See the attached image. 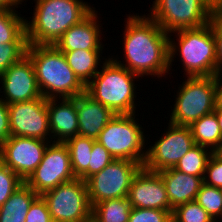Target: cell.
<instances>
[{
  "label": "cell",
  "instance_id": "d6986e66",
  "mask_svg": "<svg viewBox=\"0 0 222 222\" xmlns=\"http://www.w3.org/2000/svg\"><path fill=\"white\" fill-rule=\"evenodd\" d=\"M78 135L96 140L106 124L116 115L88 94L76 96Z\"/></svg>",
  "mask_w": 222,
  "mask_h": 222
},
{
  "label": "cell",
  "instance_id": "9a60e30c",
  "mask_svg": "<svg viewBox=\"0 0 222 222\" xmlns=\"http://www.w3.org/2000/svg\"><path fill=\"white\" fill-rule=\"evenodd\" d=\"M2 93L0 100L8 105L29 101L41 97L36 81L34 65L26 55L19 62L12 64L1 76ZM5 97V98H4Z\"/></svg>",
  "mask_w": 222,
  "mask_h": 222
},
{
  "label": "cell",
  "instance_id": "9c48e42d",
  "mask_svg": "<svg viewBox=\"0 0 222 222\" xmlns=\"http://www.w3.org/2000/svg\"><path fill=\"white\" fill-rule=\"evenodd\" d=\"M53 222H89L92 207L86 181L76 178L43 193Z\"/></svg>",
  "mask_w": 222,
  "mask_h": 222
},
{
  "label": "cell",
  "instance_id": "83f0119b",
  "mask_svg": "<svg viewBox=\"0 0 222 222\" xmlns=\"http://www.w3.org/2000/svg\"><path fill=\"white\" fill-rule=\"evenodd\" d=\"M195 201L217 222L222 219V190L203 183Z\"/></svg>",
  "mask_w": 222,
  "mask_h": 222
},
{
  "label": "cell",
  "instance_id": "74e56055",
  "mask_svg": "<svg viewBox=\"0 0 222 222\" xmlns=\"http://www.w3.org/2000/svg\"><path fill=\"white\" fill-rule=\"evenodd\" d=\"M221 78H222L221 74L215 75V109H222V79Z\"/></svg>",
  "mask_w": 222,
  "mask_h": 222
},
{
  "label": "cell",
  "instance_id": "8992f818",
  "mask_svg": "<svg viewBox=\"0 0 222 222\" xmlns=\"http://www.w3.org/2000/svg\"><path fill=\"white\" fill-rule=\"evenodd\" d=\"M134 114H116L96 139L114 159H127L144 165L147 150L142 126ZM141 126V127H140Z\"/></svg>",
  "mask_w": 222,
  "mask_h": 222
},
{
  "label": "cell",
  "instance_id": "ba28073f",
  "mask_svg": "<svg viewBox=\"0 0 222 222\" xmlns=\"http://www.w3.org/2000/svg\"><path fill=\"white\" fill-rule=\"evenodd\" d=\"M151 17L165 32L207 25L217 10L207 0H155Z\"/></svg>",
  "mask_w": 222,
  "mask_h": 222
},
{
  "label": "cell",
  "instance_id": "30bf717a",
  "mask_svg": "<svg viewBox=\"0 0 222 222\" xmlns=\"http://www.w3.org/2000/svg\"><path fill=\"white\" fill-rule=\"evenodd\" d=\"M142 167L135 161L115 159L90 176L86 183L91 207L105 200L128 197L131 183Z\"/></svg>",
  "mask_w": 222,
  "mask_h": 222
},
{
  "label": "cell",
  "instance_id": "836d02e7",
  "mask_svg": "<svg viewBox=\"0 0 222 222\" xmlns=\"http://www.w3.org/2000/svg\"><path fill=\"white\" fill-rule=\"evenodd\" d=\"M203 180L206 185L222 189V155L219 152L210 156Z\"/></svg>",
  "mask_w": 222,
  "mask_h": 222
},
{
  "label": "cell",
  "instance_id": "603a6c76",
  "mask_svg": "<svg viewBox=\"0 0 222 222\" xmlns=\"http://www.w3.org/2000/svg\"><path fill=\"white\" fill-rule=\"evenodd\" d=\"M189 127L195 144L207 147L213 152L222 150V135L214 112L202 116Z\"/></svg>",
  "mask_w": 222,
  "mask_h": 222
},
{
  "label": "cell",
  "instance_id": "7c38bea8",
  "mask_svg": "<svg viewBox=\"0 0 222 222\" xmlns=\"http://www.w3.org/2000/svg\"><path fill=\"white\" fill-rule=\"evenodd\" d=\"M168 131L147 149L143 167L159 172L174 168L177 162L195 145L189 126L168 124Z\"/></svg>",
  "mask_w": 222,
  "mask_h": 222
},
{
  "label": "cell",
  "instance_id": "e0dca14e",
  "mask_svg": "<svg viewBox=\"0 0 222 222\" xmlns=\"http://www.w3.org/2000/svg\"><path fill=\"white\" fill-rule=\"evenodd\" d=\"M96 12L94 9L80 23L71 26L54 46L59 51L103 50Z\"/></svg>",
  "mask_w": 222,
  "mask_h": 222
},
{
  "label": "cell",
  "instance_id": "ffe728a7",
  "mask_svg": "<svg viewBox=\"0 0 222 222\" xmlns=\"http://www.w3.org/2000/svg\"><path fill=\"white\" fill-rule=\"evenodd\" d=\"M164 181L170 207L174 209L178 205L194 201L204 177L188 175L170 168L158 172Z\"/></svg>",
  "mask_w": 222,
  "mask_h": 222
},
{
  "label": "cell",
  "instance_id": "60d3db41",
  "mask_svg": "<svg viewBox=\"0 0 222 222\" xmlns=\"http://www.w3.org/2000/svg\"><path fill=\"white\" fill-rule=\"evenodd\" d=\"M214 113L216 114V117L219 122V128L222 135V109H214Z\"/></svg>",
  "mask_w": 222,
  "mask_h": 222
},
{
  "label": "cell",
  "instance_id": "1f68e13d",
  "mask_svg": "<svg viewBox=\"0 0 222 222\" xmlns=\"http://www.w3.org/2000/svg\"><path fill=\"white\" fill-rule=\"evenodd\" d=\"M128 222H172V211L132 208Z\"/></svg>",
  "mask_w": 222,
  "mask_h": 222
},
{
  "label": "cell",
  "instance_id": "5b68a950",
  "mask_svg": "<svg viewBox=\"0 0 222 222\" xmlns=\"http://www.w3.org/2000/svg\"><path fill=\"white\" fill-rule=\"evenodd\" d=\"M178 44L169 35V67L179 51L187 77L216 75V47L210 23L195 29L175 31ZM177 44V46H176ZM179 46V47H178Z\"/></svg>",
  "mask_w": 222,
  "mask_h": 222
},
{
  "label": "cell",
  "instance_id": "8d00e7d4",
  "mask_svg": "<svg viewBox=\"0 0 222 222\" xmlns=\"http://www.w3.org/2000/svg\"><path fill=\"white\" fill-rule=\"evenodd\" d=\"M11 136L8 104L0 100V147Z\"/></svg>",
  "mask_w": 222,
  "mask_h": 222
},
{
  "label": "cell",
  "instance_id": "5bb4252c",
  "mask_svg": "<svg viewBox=\"0 0 222 222\" xmlns=\"http://www.w3.org/2000/svg\"><path fill=\"white\" fill-rule=\"evenodd\" d=\"M50 142L38 138L10 136L0 147V160L25 181L41 163Z\"/></svg>",
  "mask_w": 222,
  "mask_h": 222
},
{
  "label": "cell",
  "instance_id": "8fae6325",
  "mask_svg": "<svg viewBox=\"0 0 222 222\" xmlns=\"http://www.w3.org/2000/svg\"><path fill=\"white\" fill-rule=\"evenodd\" d=\"M76 179L67 145L54 142L46 148L42 161L35 171L24 181L36 194L54 189L60 184Z\"/></svg>",
  "mask_w": 222,
  "mask_h": 222
},
{
  "label": "cell",
  "instance_id": "44dd1931",
  "mask_svg": "<svg viewBox=\"0 0 222 222\" xmlns=\"http://www.w3.org/2000/svg\"><path fill=\"white\" fill-rule=\"evenodd\" d=\"M38 196L24 183L0 207V222H25L28 210Z\"/></svg>",
  "mask_w": 222,
  "mask_h": 222
},
{
  "label": "cell",
  "instance_id": "484cf974",
  "mask_svg": "<svg viewBox=\"0 0 222 222\" xmlns=\"http://www.w3.org/2000/svg\"><path fill=\"white\" fill-rule=\"evenodd\" d=\"M13 10H0V44L27 42L25 21Z\"/></svg>",
  "mask_w": 222,
  "mask_h": 222
},
{
  "label": "cell",
  "instance_id": "2e32d148",
  "mask_svg": "<svg viewBox=\"0 0 222 222\" xmlns=\"http://www.w3.org/2000/svg\"><path fill=\"white\" fill-rule=\"evenodd\" d=\"M128 199L132 208L173 211L160 174L144 167L134 177Z\"/></svg>",
  "mask_w": 222,
  "mask_h": 222
},
{
  "label": "cell",
  "instance_id": "7a4b0ae2",
  "mask_svg": "<svg viewBox=\"0 0 222 222\" xmlns=\"http://www.w3.org/2000/svg\"><path fill=\"white\" fill-rule=\"evenodd\" d=\"M32 21H25L28 45H55L94 9L82 0H34Z\"/></svg>",
  "mask_w": 222,
  "mask_h": 222
},
{
  "label": "cell",
  "instance_id": "e575fe53",
  "mask_svg": "<svg viewBox=\"0 0 222 222\" xmlns=\"http://www.w3.org/2000/svg\"><path fill=\"white\" fill-rule=\"evenodd\" d=\"M213 29L216 47V74L222 75V13L217 11L209 22Z\"/></svg>",
  "mask_w": 222,
  "mask_h": 222
},
{
  "label": "cell",
  "instance_id": "4dcf8cb0",
  "mask_svg": "<svg viewBox=\"0 0 222 222\" xmlns=\"http://www.w3.org/2000/svg\"><path fill=\"white\" fill-rule=\"evenodd\" d=\"M24 181L0 160V207Z\"/></svg>",
  "mask_w": 222,
  "mask_h": 222
},
{
  "label": "cell",
  "instance_id": "277c9868",
  "mask_svg": "<svg viewBox=\"0 0 222 222\" xmlns=\"http://www.w3.org/2000/svg\"><path fill=\"white\" fill-rule=\"evenodd\" d=\"M101 68L85 86V93L114 114H134L137 97L134 81L140 76L116 63L113 57L105 59Z\"/></svg>",
  "mask_w": 222,
  "mask_h": 222
},
{
  "label": "cell",
  "instance_id": "cb8c5ba5",
  "mask_svg": "<svg viewBox=\"0 0 222 222\" xmlns=\"http://www.w3.org/2000/svg\"><path fill=\"white\" fill-rule=\"evenodd\" d=\"M94 139L76 135L65 142L69 149L71 167L76 178H89V158Z\"/></svg>",
  "mask_w": 222,
  "mask_h": 222
},
{
  "label": "cell",
  "instance_id": "3957f363",
  "mask_svg": "<svg viewBox=\"0 0 222 222\" xmlns=\"http://www.w3.org/2000/svg\"><path fill=\"white\" fill-rule=\"evenodd\" d=\"M26 55L34 65L36 81L46 99L74 98L85 93V85L54 45H28Z\"/></svg>",
  "mask_w": 222,
  "mask_h": 222
},
{
  "label": "cell",
  "instance_id": "f546056e",
  "mask_svg": "<svg viewBox=\"0 0 222 222\" xmlns=\"http://www.w3.org/2000/svg\"><path fill=\"white\" fill-rule=\"evenodd\" d=\"M28 42H11L0 44V76L12 65L19 62L24 56Z\"/></svg>",
  "mask_w": 222,
  "mask_h": 222
},
{
  "label": "cell",
  "instance_id": "d6a6232c",
  "mask_svg": "<svg viewBox=\"0 0 222 222\" xmlns=\"http://www.w3.org/2000/svg\"><path fill=\"white\" fill-rule=\"evenodd\" d=\"M114 160L112 155L97 140H95L89 158V177L103 170Z\"/></svg>",
  "mask_w": 222,
  "mask_h": 222
},
{
  "label": "cell",
  "instance_id": "ac0fdd59",
  "mask_svg": "<svg viewBox=\"0 0 222 222\" xmlns=\"http://www.w3.org/2000/svg\"><path fill=\"white\" fill-rule=\"evenodd\" d=\"M58 100L47 99L50 135L51 139H54V142L65 143L70 138L78 135L79 125L76 97L61 98L59 102Z\"/></svg>",
  "mask_w": 222,
  "mask_h": 222
},
{
  "label": "cell",
  "instance_id": "d590c367",
  "mask_svg": "<svg viewBox=\"0 0 222 222\" xmlns=\"http://www.w3.org/2000/svg\"><path fill=\"white\" fill-rule=\"evenodd\" d=\"M25 222H53L47 204L41 195L32 202Z\"/></svg>",
  "mask_w": 222,
  "mask_h": 222
},
{
  "label": "cell",
  "instance_id": "f1b7e54d",
  "mask_svg": "<svg viewBox=\"0 0 222 222\" xmlns=\"http://www.w3.org/2000/svg\"><path fill=\"white\" fill-rule=\"evenodd\" d=\"M172 222H215L210 215L194 200L175 207Z\"/></svg>",
  "mask_w": 222,
  "mask_h": 222
},
{
  "label": "cell",
  "instance_id": "d4e9b609",
  "mask_svg": "<svg viewBox=\"0 0 222 222\" xmlns=\"http://www.w3.org/2000/svg\"><path fill=\"white\" fill-rule=\"evenodd\" d=\"M131 209L128 197L105 200L92 206L91 221L128 222Z\"/></svg>",
  "mask_w": 222,
  "mask_h": 222
},
{
  "label": "cell",
  "instance_id": "52a82bcc",
  "mask_svg": "<svg viewBox=\"0 0 222 222\" xmlns=\"http://www.w3.org/2000/svg\"><path fill=\"white\" fill-rule=\"evenodd\" d=\"M177 91L169 123L190 126L215 109V76L186 77Z\"/></svg>",
  "mask_w": 222,
  "mask_h": 222
},
{
  "label": "cell",
  "instance_id": "f35d334b",
  "mask_svg": "<svg viewBox=\"0 0 222 222\" xmlns=\"http://www.w3.org/2000/svg\"><path fill=\"white\" fill-rule=\"evenodd\" d=\"M24 2V0H0V10H13V8L17 7Z\"/></svg>",
  "mask_w": 222,
  "mask_h": 222
},
{
  "label": "cell",
  "instance_id": "ab89813d",
  "mask_svg": "<svg viewBox=\"0 0 222 222\" xmlns=\"http://www.w3.org/2000/svg\"><path fill=\"white\" fill-rule=\"evenodd\" d=\"M217 11L222 9V0H207Z\"/></svg>",
  "mask_w": 222,
  "mask_h": 222
},
{
  "label": "cell",
  "instance_id": "7402d4cb",
  "mask_svg": "<svg viewBox=\"0 0 222 222\" xmlns=\"http://www.w3.org/2000/svg\"><path fill=\"white\" fill-rule=\"evenodd\" d=\"M102 50L61 51L78 79L86 86L99 72Z\"/></svg>",
  "mask_w": 222,
  "mask_h": 222
},
{
  "label": "cell",
  "instance_id": "4316f807",
  "mask_svg": "<svg viewBox=\"0 0 222 222\" xmlns=\"http://www.w3.org/2000/svg\"><path fill=\"white\" fill-rule=\"evenodd\" d=\"M209 148L195 144L175 165V169L188 175L204 177L206 166L213 154Z\"/></svg>",
  "mask_w": 222,
  "mask_h": 222
},
{
  "label": "cell",
  "instance_id": "4fadbf2b",
  "mask_svg": "<svg viewBox=\"0 0 222 222\" xmlns=\"http://www.w3.org/2000/svg\"><path fill=\"white\" fill-rule=\"evenodd\" d=\"M8 110L11 136L51 140L46 98L12 103Z\"/></svg>",
  "mask_w": 222,
  "mask_h": 222
},
{
  "label": "cell",
  "instance_id": "6da1fadb",
  "mask_svg": "<svg viewBox=\"0 0 222 222\" xmlns=\"http://www.w3.org/2000/svg\"><path fill=\"white\" fill-rule=\"evenodd\" d=\"M124 31L125 64L113 59L132 73L163 77L169 67V33L151 17L129 15Z\"/></svg>",
  "mask_w": 222,
  "mask_h": 222
}]
</instances>
